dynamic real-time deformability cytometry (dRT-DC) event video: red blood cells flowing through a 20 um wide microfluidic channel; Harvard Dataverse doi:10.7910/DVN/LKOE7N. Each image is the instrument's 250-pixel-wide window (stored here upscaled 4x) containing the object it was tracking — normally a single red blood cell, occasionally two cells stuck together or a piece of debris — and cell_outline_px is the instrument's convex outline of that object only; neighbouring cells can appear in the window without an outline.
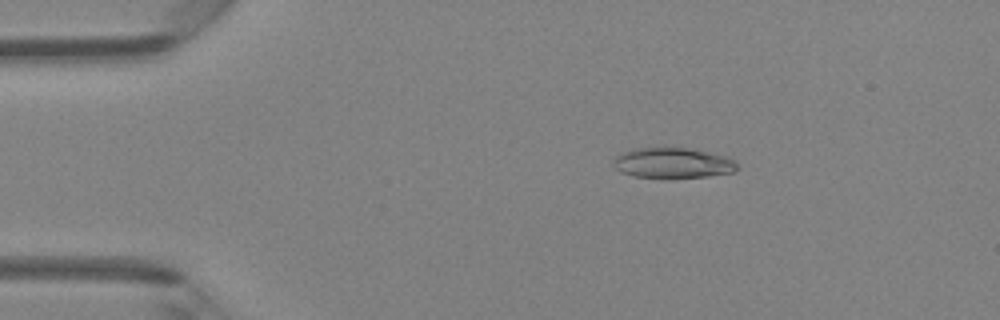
{"species": "Egyptian fruit bat (a non-hibernating species)", "species_latin": "Rousettus aegyptiacus", "temperature_condition": "room temperature", "stored_images_in_passage": 44, "camera_frame_rate_fps": 3000, "um_per_image_px": 0.085, "animal": {"sex": "female"}, "frame": {"image": 1, "passage_image": 5, "time_ms": 1.333, "image_size_px": [1000, 320], "cell_outline_px": [[740, 168], [736, 172], [708, 176], [672, 180], [664, 180], [632, 176], [620, 172], [612, 164], [616, 156], [632, 148], [664, 144], [688, 148], [728, 156], [736, 160]], "centroid_in_image_um": [57.2, 13.85], "position_along_channel_um": 27.8, "area_um2": 23.7}}
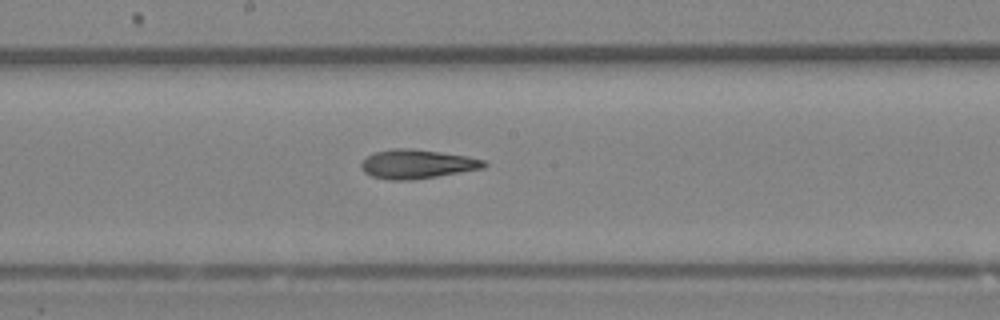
{"frame": {"image": 2, "passage_image": 22, "time_ms": 7.0, "image_size_px": [1000, 320], "cell_outline_px": [[488, 164], [484, 168], [412, 180], [388, 180], [372, 176], [364, 172], [360, 168], [360, 164], [368, 156], [376, 152], [392, 148], [412, 148], [468, 156], [484, 160]], "centroid_in_image_um": [35.44, 13.94], "position_along_channel_um": 212.8, "area_um2": 20.75}}
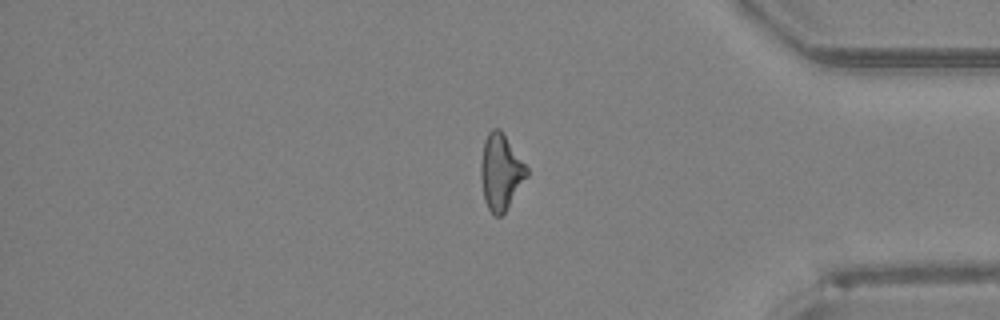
{"frame": {"image": 3, "passage_image": 36, "time_ms": 11.667, "image_size_px": [1000, 320], "cell_outline_px": [[528, 176], [504, 212], [500, 216], [496, 216], [488, 208], [484, 200], [480, 176], [480, 164], [484, 140], [488, 132], [492, 128], [500, 128], [528, 168]], "centroid_in_image_um": [42.55, 14.59], "position_along_channel_um": 392.7, "area_um2": 20.23}, "authors_computed_cell_mechanics": {"area_um2": 20.7502, "velocity_mm_per_s": 4.3403, "shape_relaxation_time_tau1_ms": 6.3101, "shape_relaxation_time_tau2_ms": 3.2102, "deformation_change_tau1": 0.1843, "deformation_change_tau2": 0.1453}}